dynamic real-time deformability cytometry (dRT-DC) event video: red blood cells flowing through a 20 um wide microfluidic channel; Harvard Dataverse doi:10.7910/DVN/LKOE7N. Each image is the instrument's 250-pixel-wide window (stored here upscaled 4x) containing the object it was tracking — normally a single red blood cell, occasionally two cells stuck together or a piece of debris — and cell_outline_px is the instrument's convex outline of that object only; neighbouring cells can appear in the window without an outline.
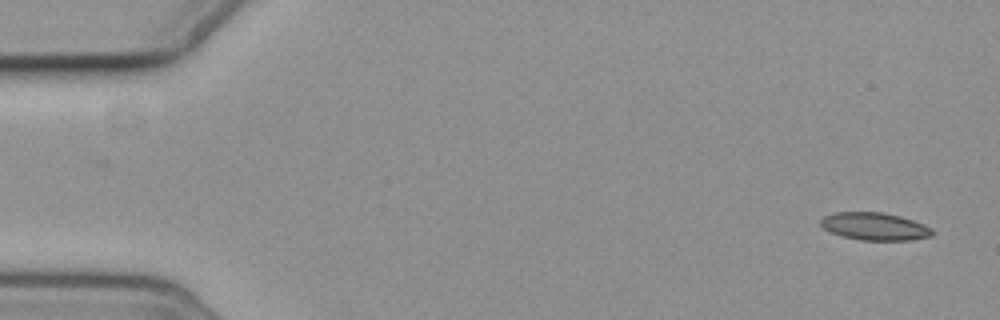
{"species": "common noctule bat (a hibernating species)", "species_latin": "Nyctalus noctula", "temperature_condition": "cold", "stored_images_in_passage": 6, "camera_frame_rate_fps": 3000, "um_per_image_px": 0.085, "animal": {"sex": "female", "body_mass_g": 19.3, "forearm_length_mm": 54.1}, "frame": {"image": 1, "passage_image": 1, "time_ms": 0.0, "image_size_px": [1000, 320], "cell_outline_px": [[932, 236], [912, 240], [860, 240], [844, 236], [832, 232], [824, 228], [820, 224], [820, 220], [824, 216], [836, 212], [880, 212], [900, 216], [924, 224], [932, 228]], "centroid_in_image_um": [74.36, 19.24], "position_along_channel_um": 10.6, "area_um2": 17.8}}
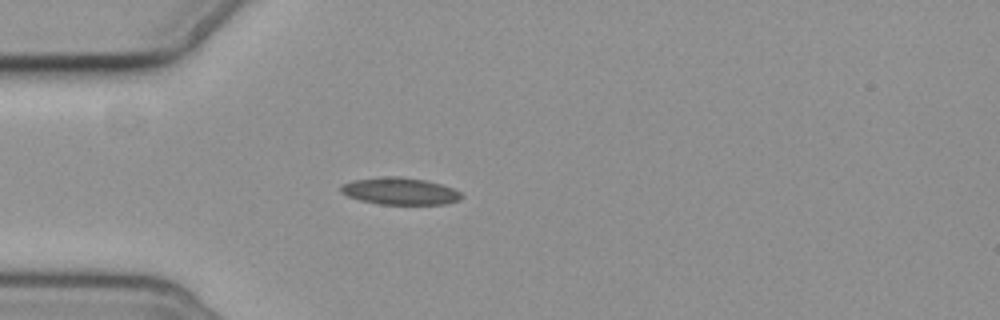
{"frame": {"image": 2, "passage_image": 5, "time_ms": 4.667, "image_size_px": [1000, 320], "cell_outline_px": [[464, 196], [460, 200], [444, 204], [380, 204], [360, 200], [348, 196], [340, 192], [340, 184], [352, 180], [384, 176], [400, 176], [424, 180], [440, 184], [452, 188], [460, 192]], "centroid_in_image_um": [33.97, 16.24], "position_along_channel_um": 51.0, "area_um2": 19.07}}